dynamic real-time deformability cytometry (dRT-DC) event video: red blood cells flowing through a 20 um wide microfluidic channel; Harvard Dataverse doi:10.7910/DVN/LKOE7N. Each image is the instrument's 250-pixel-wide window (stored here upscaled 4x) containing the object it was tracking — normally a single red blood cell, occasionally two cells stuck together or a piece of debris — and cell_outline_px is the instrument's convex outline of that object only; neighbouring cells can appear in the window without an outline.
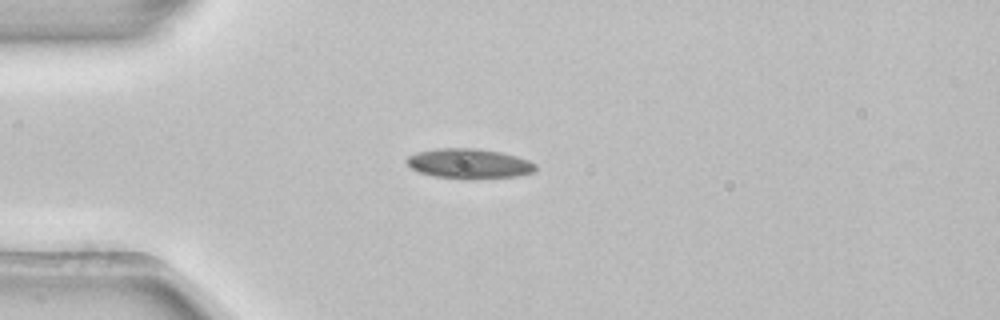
{"species": "common noctule bat (a hibernating species)", "species_latin": "Nyctalus noctula", "temperature_condition": "room temperature", "stored_images_in_passage": 1, "camera_frame_rate_fps": 3000, "um_per_image_px": 0.085, "animal": {"sex": "female", "body_mass_g": 22.7, "forearm_length_mm": 54.2}, "frame": {"image": 1, "passage_image": 1, "time_ms": 0.0, "image_size_px": [1000, 320], "cell_outline_px": [[536, 172], [516, 176], [436, 176], [420, 172], [412, 168], [404, 160], [408, 156], [416, 152], [440, 148], [476, 148], [500, 152], [516, 156], [528, 160], [536, 164]], "centroid_in_image_um": [39.87, 13.85], "position_along_channel_um": 45.1, "area_um2": 21.44}}